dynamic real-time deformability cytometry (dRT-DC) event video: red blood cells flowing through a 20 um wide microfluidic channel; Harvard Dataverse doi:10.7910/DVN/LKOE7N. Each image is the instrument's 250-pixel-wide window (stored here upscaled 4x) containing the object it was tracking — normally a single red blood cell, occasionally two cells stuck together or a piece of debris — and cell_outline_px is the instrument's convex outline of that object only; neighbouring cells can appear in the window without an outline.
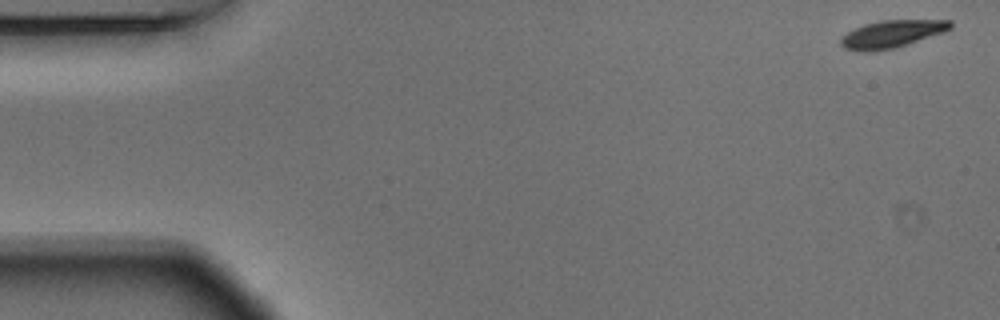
{"species": "Egyptian fruit bat (a non-hibernating species)", "species_latin": "Rousettus aegyptiacus", "temperature_condition": "warm", "stored_images_in_passage": 54, "camera_frame_rate_fps": 3000, "um_per_image_px": 0.085, "animal": {"sex": "male"}, "frame": {"image": 1, "passage_image": 1, "time_ms": 0.0, "image_size_px": [1000, 320], "cell_outline_px": [[952, 28], [944, 32], [908, 44], [892, 48], [872, 52], [860, 52], [844, 48], [840, 44], [840, 36], [864, 24], [880, 20], [952, 20]], "centroid_in_image_um": [75.78, 2.89], "position_along_channel_um": 9.2, "area_um2": 17.63}}
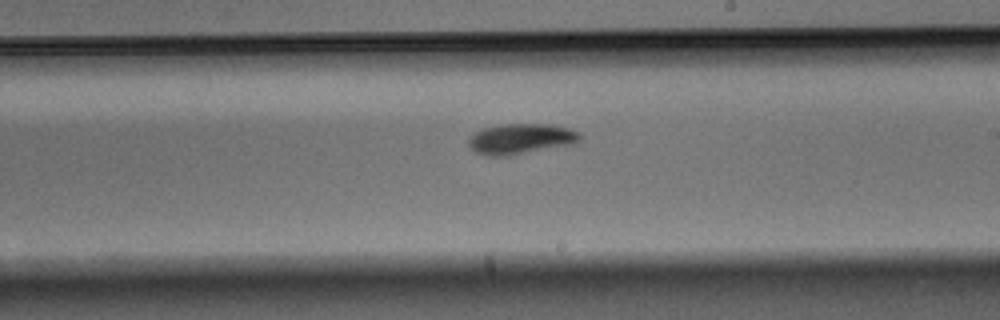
{"frame": {"image": 2, "passage_image": 31, "time_ms": 10.0, "image_size_px": [1000, 320], "cell_outline_px": [[580, 140], [572, 144], [508, 156], [492, 156], [476, 152], [468, 144], [468, 140], [476, 132], [484, 128], [504, 124], [552, 124], [568, 128], [580, 132]], "centroid_in_image_um": [44.3, 11.8], "position_along_channel_um": 244.7, "area_um2": 19.54}}
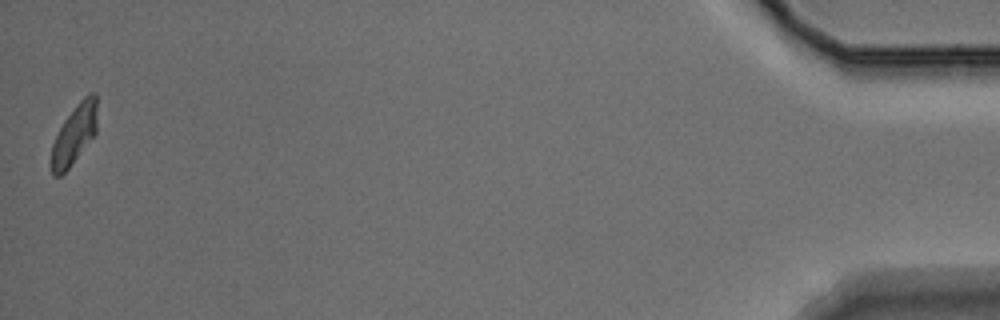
{"frame": {"image": 3, "passage_image": 54, "time_ms": 17.667, "image_size_px": [1000, 320], "cell_outline_px": [[96, 132], [68, 168], [60, 176], [52, 176], [48, 164], [52, 144], [64, 120], [80, 100], [88, 92], [96, 92]], "centroid_in_image_um": [6.26, 11.45], "position_along_channel_um": 428.9, "area_um2": 15.9}, "authors_computed_cell_mechanics": {"area_um2": 18.0914, "velocity_mm_per_s": 3.6518, "shape_relaxation_time_tau1_ms": 2.5626, "shape_relaxation_time_tau2_ms": 7.5061, "deformation_change_tau1": 0.1423, "deformation_change_tau2": 0.1216}}